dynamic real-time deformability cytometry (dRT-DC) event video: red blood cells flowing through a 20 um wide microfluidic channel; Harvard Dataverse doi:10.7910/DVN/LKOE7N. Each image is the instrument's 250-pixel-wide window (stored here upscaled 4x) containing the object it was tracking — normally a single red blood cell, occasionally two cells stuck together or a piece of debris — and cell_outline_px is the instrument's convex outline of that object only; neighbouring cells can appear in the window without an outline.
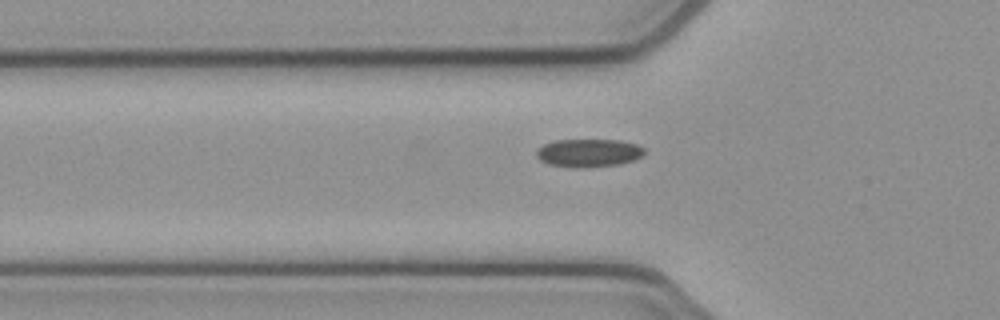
{"species": "common noctule bat (a hibernating species)", "species_latin": "Nyctalus noctula", "temperature_condition": "cold", "stored_images_in_passage": 37, "camera_frame_rate_fps": 3000, "um_per_image_px": 0.085, "animal": {"sex": "female", "body_mass_g": 21.9}, "frame": {"image": 1, "passage_image": 2, "time_ms": 0.333, "image_size_px": [1000, 320], "cell_outline_px": [[644, 156], [636, 160], [620, 164], [588, 168], [568, 168], [548, 164], [540, 160], [536, 156], [536, 152], [544, 144], [556, 140], [620, 140], [636, 144], [644, 148]], "centroid_in_image_um": [50.06, 13.02], "position_along_channel_um": 75.7, "area_um2": 17.98}}
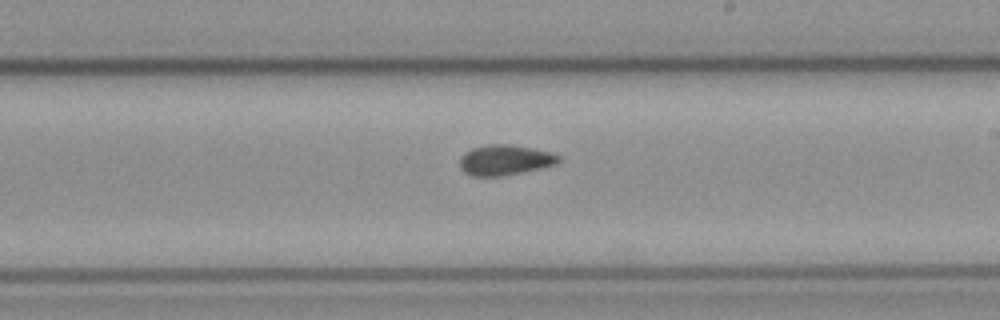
{"frame": {"image": 2, "passage_image": 15, "time_ms": 4.667, "image_size_px": [1000, 320], "cell_outline_px": [[560, 160], [556, 164], [540, 168], [500, 176], [472, 176], [464, 172], [460, 168], [460, 156], [464, 152], [472, 148], [488, 144], [508, 144], [532, 148], [552, 152], [560, 156]], "centroid_in_image_um": [42.89, 13.59], "position_along_channel_um": 246.1, "area_um2": 17.46}}
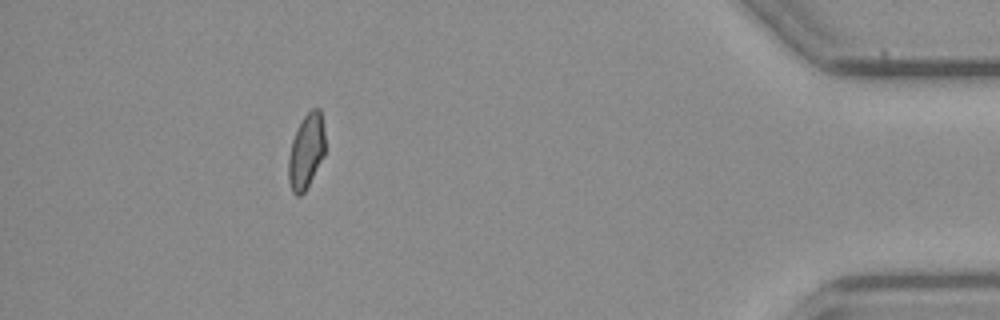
{"frame": {"image": 3, "passage_image": 32, "time_ms": 10.333, "image_size_px": [1000, 320], "cell_outline_px": [[324, 156], [304, 192], [300, 196], [296, 196], [292, 192], [288, 180], [288, 160], [292, 140], [304, 116], [312, 108], [320, 108], [324, 132]], "centroid_in_image_um": [26.02, 12.88], "position_along_channel_um": 409.2, "area_um2": 15.78}, "authors_computed_cell_mechanics": {"area_um2": 16.9354, "velocity_mm_per_s": 3.8924, "shape_relaxation_time_tau1_ms": null, "shape_relaxation_time_tau2_ms": 2.2442, "deformation_change_tau1": null, "deformation_change_tau2": 0.0723}}